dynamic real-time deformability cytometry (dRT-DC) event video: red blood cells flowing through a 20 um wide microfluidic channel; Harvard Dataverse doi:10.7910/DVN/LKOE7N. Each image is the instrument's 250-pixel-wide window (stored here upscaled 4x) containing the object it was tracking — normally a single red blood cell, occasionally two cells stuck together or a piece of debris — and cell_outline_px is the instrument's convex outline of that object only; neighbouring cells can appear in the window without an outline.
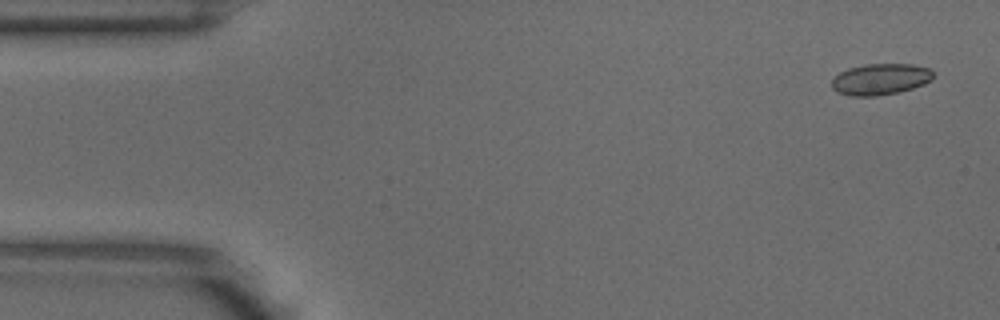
{"species": "common noctule bat (a hibernating species)", "species_latin": "Nyctalus noctula", "temperature_condition": "warm", "stored_images_in_passage": 4, "camera_frame_rate_fps": 3000, "um_per_image_px": 0.085, "animal": {"sex": "male", "body_mass_g": 18.8}, "frame": {"image": 1, "passage_image": 1, "time_ms": 0.0, "image_size_px": [1000, 320], "cell_outline_px": [[932, 80], [924, 84], [912, 88], [896, 92], [876, 96], [852, 96], [836, 92], [832, 88], [832, 80], [840, 72], [848, 68], [864, 64], [912, 64], [928, 68], [932, 72]], "centroid_in_image_um": [74.81, 6.73], "position_along_channel_um": 10.2, "area_um2": 18.38}}
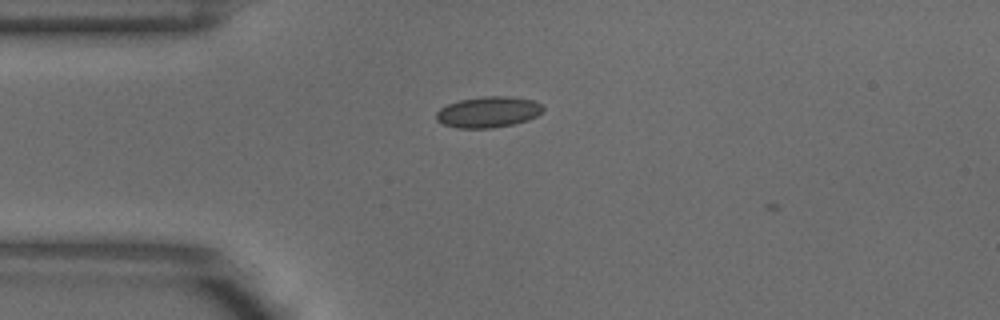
{"frame": {"image": 2, "passage_image": 3, "time_ms": 0.667, "image_size_px": [1000, 320], "cell_outline_px": [[544, 108], [536, 116], [528, 120], [512, 124], [492, 128], [460, 128], [444, 124], [436, 120], [436, 112], [440, 108], [448, 104], [460, 100], [484, 96], [508, 96], [532, 100], [540, 104]], "centroid_in_image_um": [41.48, 9.52], "position_along_channel_um": 43.5, "area_um2": 19.07}}